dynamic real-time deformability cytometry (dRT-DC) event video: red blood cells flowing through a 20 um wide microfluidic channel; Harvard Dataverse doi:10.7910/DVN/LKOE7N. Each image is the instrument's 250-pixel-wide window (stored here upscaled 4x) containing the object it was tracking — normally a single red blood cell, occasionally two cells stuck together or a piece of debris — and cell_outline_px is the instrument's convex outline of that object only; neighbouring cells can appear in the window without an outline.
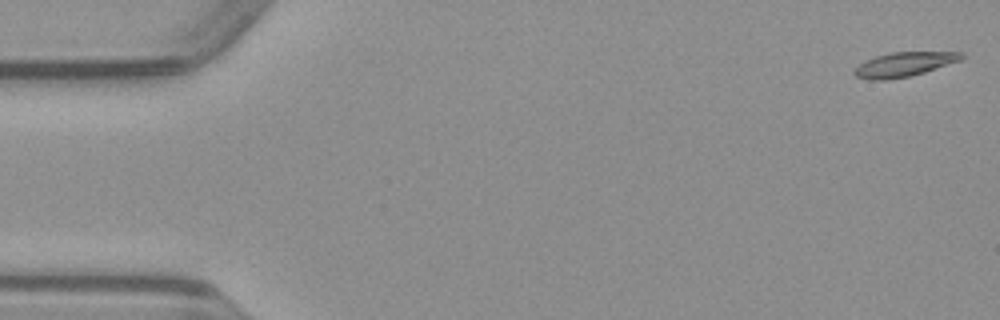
{"species": "common noctule bat (a hibernating species)", "species_latin": "Nyctalus noctula", "temperature_condition": "warm", "stored_images_in_passage": 51, "camera_frame_rate_fps": 3000, "um_per_image_px": 0.085, "animal": {"sex": "male", "body_mass_g": 23.1, "forearm_length_mm": 52.7}, "frame": {"image": 1, "passage_image": 1, "time_ms": 0.0, "image_size_px": [1000, 320], "cell_outline_px": [[964, 56], [960, 60], [924, 72], [908, 76], [884, 80], [868, 80], [856, 76], [852, 72], [864, 60], [876, 56], [892, 52], [964, 52]], "centroid_in_image_um": [76.81, 5.47], "position_along_channel_um": 8.2, "area_um2": 15.03}}
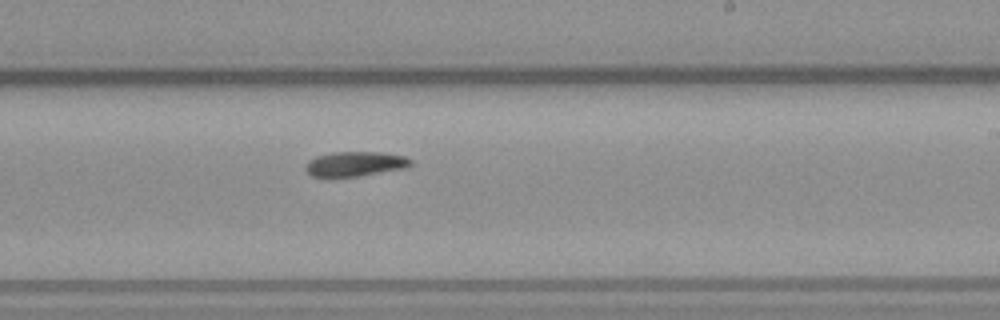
{"frame": {"image": 2, "passage_image": 30, "time_ms": 9.667, "image_size_px": [1000, 320], "cell_outline_px": [[412, 164], [404, 168], [356, 176], [312, 176], [304, 168], [308, 160], [316, 156], [332, 152], [380, 152], [404, 156], [412, 160]], "centroid_in_image_um": [30.16, 13.91], "position_along_channel_um": 258.8, "area_um2": 14.91}}
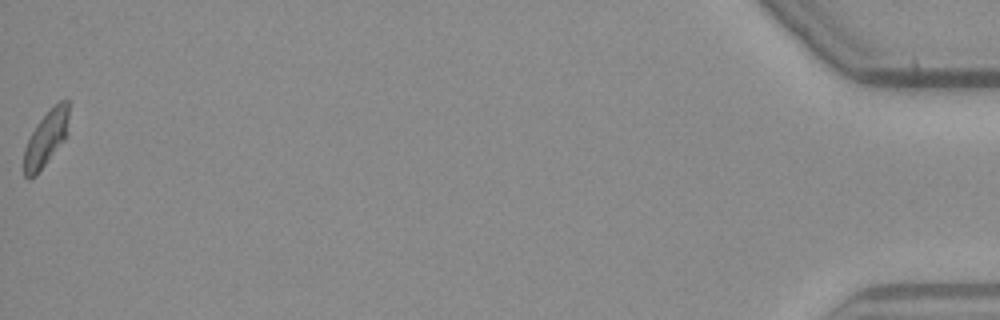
{"frame": {"image": 3, "passage_image": 51, "time_ms": 16.667, "image_size_px": [1000, 320], "cell_outline_px": [[68, 116], [64, 140], [36, 176], [28, 180], [24, 176], [24, 148], [36, 124], [60, 100], [68, 100]], "centroid_in_image_um": [3.87, 11.83], "position_along_channel_um": 431.3, "area_um2": 14.1}}